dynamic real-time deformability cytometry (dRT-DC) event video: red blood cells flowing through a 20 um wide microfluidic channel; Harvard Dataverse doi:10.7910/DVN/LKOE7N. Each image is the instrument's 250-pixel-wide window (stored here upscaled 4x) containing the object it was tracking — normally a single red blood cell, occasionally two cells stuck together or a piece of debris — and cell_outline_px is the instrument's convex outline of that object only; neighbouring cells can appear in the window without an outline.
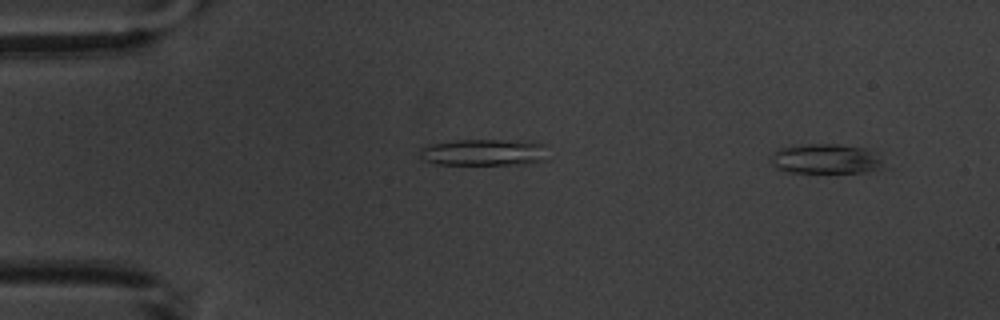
{"species": "common noctule bat (a hibernating species)", "species_latin": "Nyctalus noctula", "temperature_condition": "warm", "stored_images_in_passage": 5, "camera_frame_rate_fps": 3000, "um_per_image_px": 0.085, "animal": {"sex": "male", "body_mass_g": 20.1, "forearm_length_mm": 53.5}, "frame": {"image": 1, "passage_image": 1, "time_ms": 0.0, "image_size_px": [1000, 320], "cell_outline_px": [[884, 168], [868, 172], [788, 172], [776, 168], [768, 164], [772, 156], [780, 148], [808, 144], [840, 144], [864, 148], [872, 152], [880, 160]], "centroid_in_image_um": [70.15, 13.51], "position_along_channel_um": 14.8, "area_um2": 19.42}}
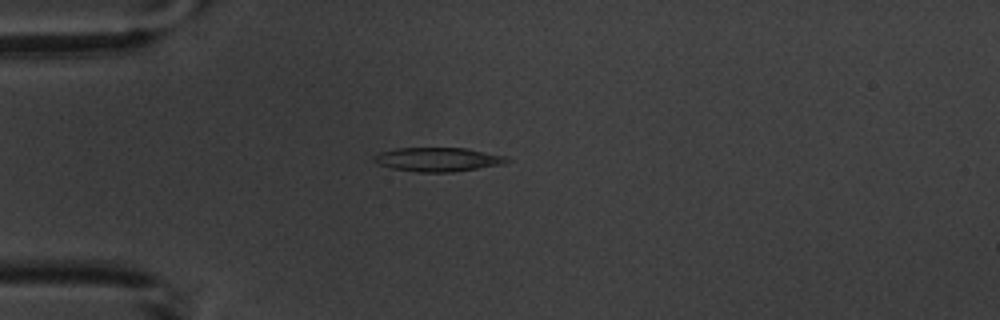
{"frame": {"image": 2, "passage_image": 4, "time_ms": 3.667, "image_size_px": [1000, 320], "cell_outline_px": [[512, 160], [504, 164], [452, 172], [416, 172], [392, 168], [380, 164], [372, 160], [372, 156], [380, 152], [396, 148], [464, 148], [508, 156]], "centroid_in_image_um": [37.24, 13.55], "position_along_channel_um": 47.8, "area_um2": 18.61}}